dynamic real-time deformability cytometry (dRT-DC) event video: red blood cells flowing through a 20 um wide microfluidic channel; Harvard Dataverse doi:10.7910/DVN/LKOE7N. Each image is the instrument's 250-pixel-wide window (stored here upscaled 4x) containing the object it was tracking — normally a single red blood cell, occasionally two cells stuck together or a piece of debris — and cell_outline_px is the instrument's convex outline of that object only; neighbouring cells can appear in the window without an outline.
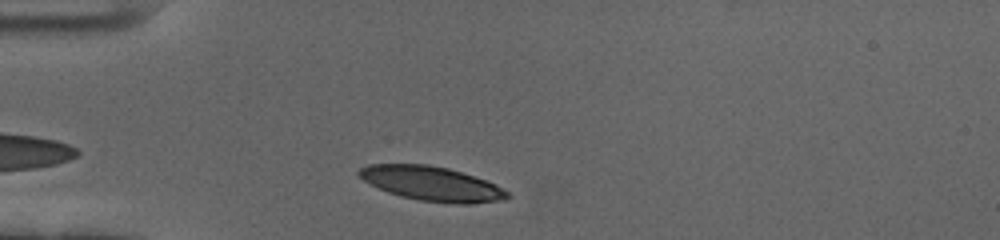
{"species": "human", "species_latin": "Homo sapiens", "temperature_condition": "cold", "stored_images_in_passage": 36, "camera_frame_rate_fps": 3000, "um_per_image_px": 0.085, "donor": {"sex": "female"}, "frame": {"image": 1, "passage_image": 3, "time_ms": 0.667, "image_size_px": [1000, 240], "cell_outline_px": [[512, 196], [504, 200], [472, 204], [456, 204], [420, 200], [400, 196], [388, 192], [364, 180], [356, 172], [360, 168], [368, 164], [428, 164], [448, 168], [496, 184], [504, 188]], "centroid_in_image_um": [36.73, 15.62], "position_along_channel_um": 48.3, "area_um2": 29.65}}
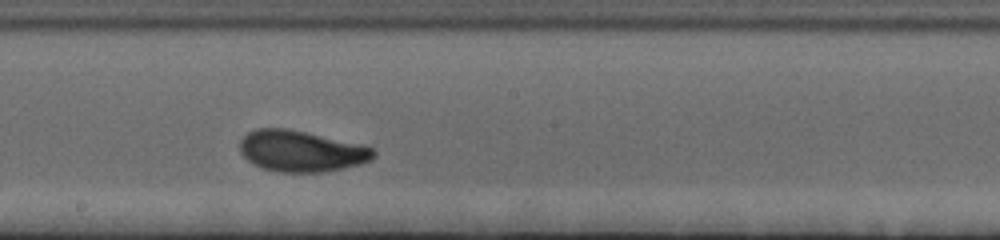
{"frame": {"image": 2, "passage_image": 20, "time_ms": 6.333, "image_size_px": [1000, 240], "cell_outline_px": [[376, 152], [372, 160], [360, 164], [344, 168], [324, 172], [276, 172], [252, 164], [240, 152], [240, 140], [248, 132], [256, 128], [288, 128], [364, 144], [376, 148]], "centroid_in_image_um": [25.64, 12.84], "position_along_channel_um": 222.6, "area_um2": 32.48}}
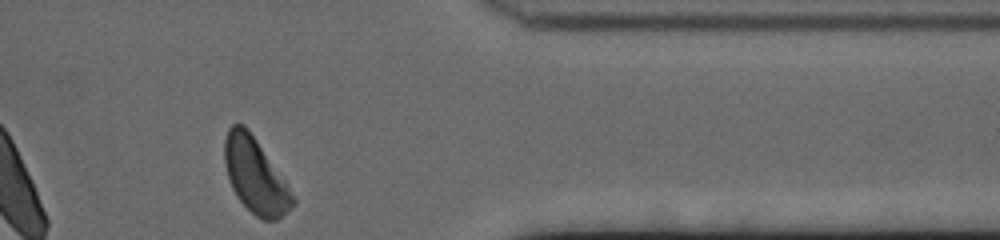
{"frame": {"image": 3, "passage_image": 36, "time_ms": 11.667, "image_size_px": [1000, 240], "cell_outline_px": [[296, 200], [276, 220], [264, 220], [256, 216], [236, 196], [232, 188], [224, 164], [224, 140], [228, 128], [232, 124], [244, 124], [248, 128]], "centroid_in_image_um": [21.63, 14.9], "position_along_channel_um": 389.8, "area_um2": 28.73}, "authors_computed_cell_mechanics": {"area_um2": 30.9808, "velocity_mm_per_s": 3.4144, "shape_relaxation_time_tau1_ms": 3.1334, "shape_relaxation_time_tau2_ms": 1.602, "deformation_change_tau1": 0.148, "deformation_change_tau2": 0.069}}